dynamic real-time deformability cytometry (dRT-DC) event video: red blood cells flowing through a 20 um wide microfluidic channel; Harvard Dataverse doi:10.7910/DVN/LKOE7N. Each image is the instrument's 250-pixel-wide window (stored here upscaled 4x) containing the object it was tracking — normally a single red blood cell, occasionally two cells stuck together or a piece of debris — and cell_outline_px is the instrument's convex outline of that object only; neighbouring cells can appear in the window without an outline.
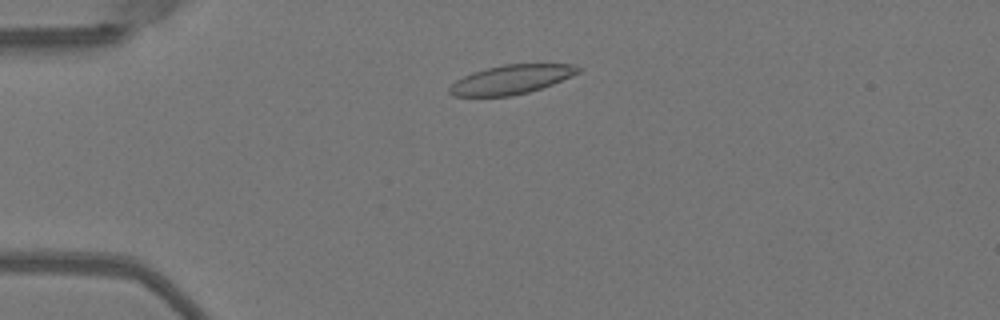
{"species": "Egyptian fruit bat (a non-hibernating species)", "species_latin": "Rousettus aegyptiacus", "temperature_condition": "warm", "stored_images_in_passage": 47, "camera_frame_rate_fps": 3000, "um_per_image_px": 0.085, "animal": {"sex": "female"}, "frame": {"image": 1, "passage_image": 9, "time_ms": 2.667, "image_size_px": [1000, 320], "cell_outline_px": [[580, 72], [552, 84], [528, 92], [512, 96], [452, 96], [448, 92], [448, 88], [456, 80], [472, 72], [504, 64], [572, 64], [580, 68]], "centroid_in_image_um": [43.42, 6.76], "position_along_channel_um": 41.6, "area_um2": 21.62}}
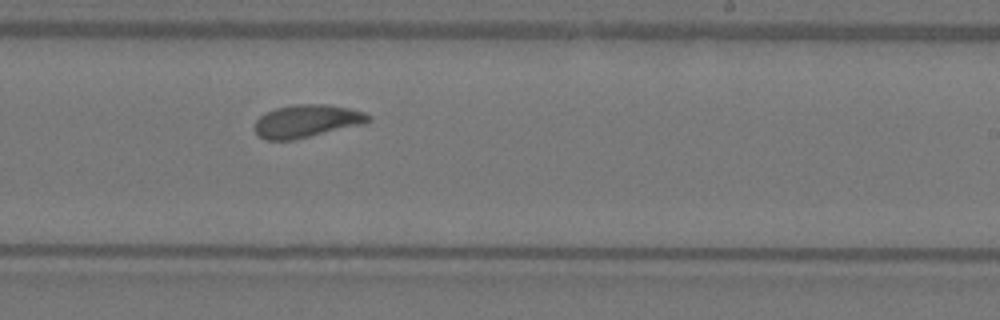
{"frame": {"image": 2, "passage_image": 28, "time_ms": 9.0, "image_size_px": [1000, 320], "cell_outline_px": [[372, 120], [360, 124], [292, 140], [264, 140], [256, 132], [256, 120], [260, 116], [276, 108], [292, 104], [328, 104], [348, 108], [364, 112], [372, 116]], "centroid_in_image_um": [26.07, 10.28], "position_along_channel_um": 262.9, "area_um2": 21.33}}
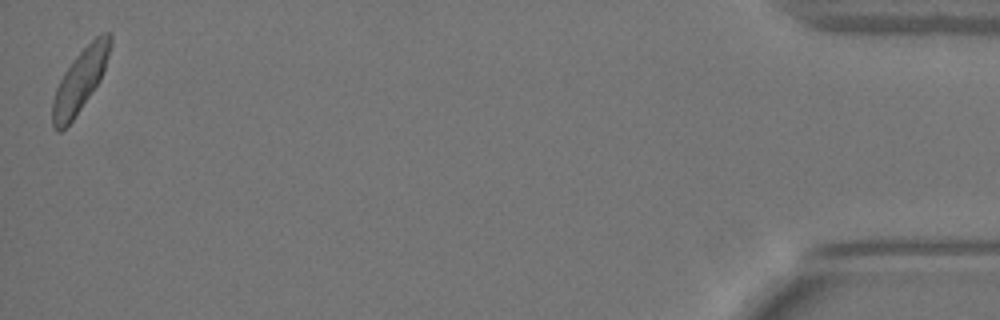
{"frame": {"image": 3, "passage_image": 47, "time_ms": 15.333, "image_size_px": [1000, 320], "cell_outline_px": [[112, 44], [100, 80], [72, 120], [60, 132], [56, 132], [52, 128], [52, 100], [56, 88], [64, 72], [72, 60], [96, 36], [104, 32], [112, 32]], "centroid_in_image_um": [6.79, 6.84], "position_along_channel_um": 428.4, "area_um2": 20.81}, "authors_computed_cell_mechanics": {"area_um2": 21.4438, "velocity_mm_per_s": 4.0032, "shape_relaxation_time_tau1_ms": 4.8099, "shape_relaxation_time_tau2_ms": 3.0979, "deformation_change_tau1": 0.1385, "deformation_change_tau2": 0.0736}}